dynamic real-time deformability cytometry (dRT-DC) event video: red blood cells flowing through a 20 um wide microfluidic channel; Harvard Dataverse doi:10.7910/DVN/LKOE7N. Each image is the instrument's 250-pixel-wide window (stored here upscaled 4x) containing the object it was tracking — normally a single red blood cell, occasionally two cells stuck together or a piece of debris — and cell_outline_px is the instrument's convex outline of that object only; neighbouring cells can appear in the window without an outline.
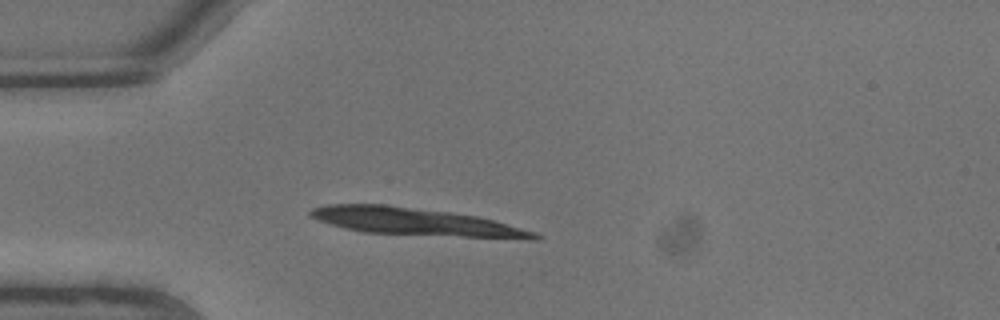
{"species": "common noctule bat (a hibernating species)", "species_latin": "Nyctalus noctula", "temperature_condition": "warm", "stored_images_in_passage": 4, "camera_frame_rate_fps": 3000, "um_per_image_px": 0.085, "animal": {"sex": "male", "body_mass_g": 13.3}, "frame": {"image": 1, "passage_image": 1, "time_ms": 0.0, "image_size_px": [1000, 320], "cell_outline_px": [[544, 236], [540, 240], [528, 240], [364, 232], [344, 228], [308, 216], [308, 212], [312, 208], [328, 204], [384, 204], [448, 212], [476, 216], [492, 220], [536, 232]], "centroid_in_image_um": [35.4, 18.87], "position_along_channel_um": 49.6, "area_um2": 35.84}}